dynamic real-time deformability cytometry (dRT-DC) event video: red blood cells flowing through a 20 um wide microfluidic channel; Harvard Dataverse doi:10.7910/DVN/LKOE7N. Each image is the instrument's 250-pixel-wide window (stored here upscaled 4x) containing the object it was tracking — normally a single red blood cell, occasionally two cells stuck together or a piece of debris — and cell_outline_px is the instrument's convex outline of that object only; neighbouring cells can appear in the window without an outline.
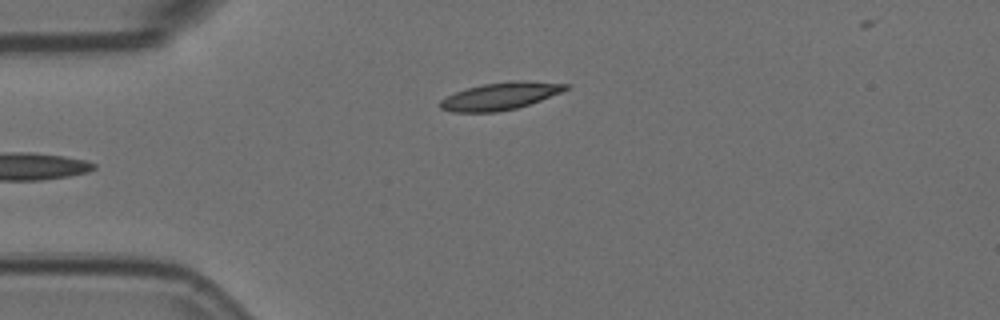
{"species": "Egyptian fruit bat (a non-hibernating species)", "species_latin": "Rousettus aegyptiacus", "temperature_condition": "room temperature", "stored_images_in_passage": 6, "camera_frame_rate_fps": 3000, "um_per_image_px": 0.085, "animal": {"sex": "female"}, "frame": {"image": 1, "passage_image": 6, "time_ms": 1.667, "image_size_px": [1000, 320], "cell_outline_px": [[572, 88], [540, 100], [516, 108], [496, 112], [452, 112], [440, 108], [440, 100], [456, 92], [468, 88], [484, 84], [512, 80], [528, 80], [572, 84]], "centroid_in_image_um": [42.59, 8.15], "position_along_channel_um": 42.4, "area_um2": 20.06}}